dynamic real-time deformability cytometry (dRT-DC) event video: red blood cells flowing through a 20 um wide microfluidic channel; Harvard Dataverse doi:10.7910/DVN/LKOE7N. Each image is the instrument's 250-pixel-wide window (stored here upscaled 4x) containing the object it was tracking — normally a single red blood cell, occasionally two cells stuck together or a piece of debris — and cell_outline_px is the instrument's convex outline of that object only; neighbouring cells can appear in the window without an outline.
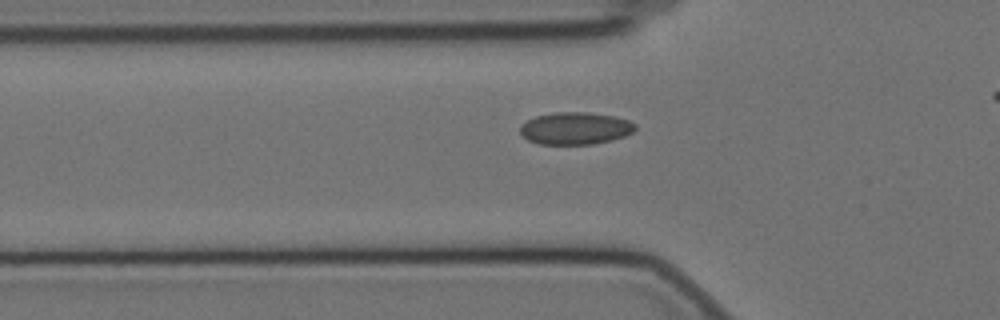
{"species": "Egyptian fruit bat (a non-hibernating species)", "species_latin": "Rousettus aegyptiacus", "temperature_condition": "cold", "stored_images_in_passage": 33, "camera_frame_rate_fps": 3000, "um_per_image_px": 0.085, "animal": {"sex": "female"}, "frame": {"image": 1, "passage_image": 2, "time_ms": 0.333, "image_size_px": [1000, 320], "cell_outline_px": [[636, 128], [632, 132], [624, 136], [612, 140], [592, 144], [540, 144], [528, 140], [520, 132], [520, 124], [536, 116], [556, 112], [584, 112], [612, 116], [628, 120], [636, 124]], "centroid_in_image_um": [48.89, 10.91], "position_along_channel_um": 76.9, "area_um2": 21.5}}
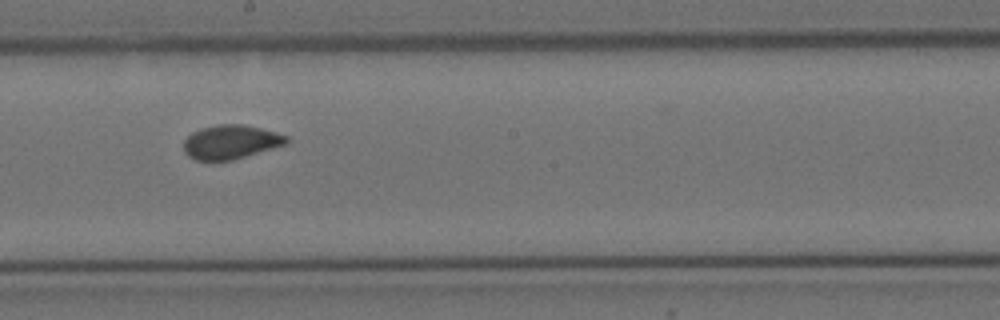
{"frame": {"image": 2, "passage_image": 15, "time_ms": 4.667, "image_size_px": [1000, 320], "cell_outline_px": [[288, 144], [232, 160], [196, 160], [188, 156], [184, 152], [184, 140], [192, 132], [200, 128], [220, 124], [244, 124], [276, 132], [288, 136]], "centroid_in_image_um": [19.62, 12.06], "position_along_channel_um": 228.6, "area_um2": 20.4}}
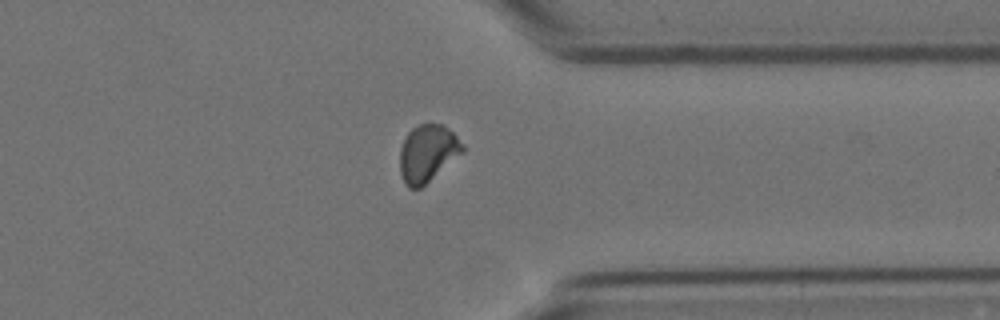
{"frame": {"image": 3, "passage_image": 28, "time_ms": 9.0, "image_size_px": [1000, 320], "cell_outline_px": [[464, 152], [420, 188], [408, 188], [400, 172], [400, 148], [408, 132], [412, 128], [428, 120], [444, 124], [464, 144]], "centroid_in_image_um": [36.36, 12.97], "position_along_channel_um": 375.0, "area_um2": 21.1}}